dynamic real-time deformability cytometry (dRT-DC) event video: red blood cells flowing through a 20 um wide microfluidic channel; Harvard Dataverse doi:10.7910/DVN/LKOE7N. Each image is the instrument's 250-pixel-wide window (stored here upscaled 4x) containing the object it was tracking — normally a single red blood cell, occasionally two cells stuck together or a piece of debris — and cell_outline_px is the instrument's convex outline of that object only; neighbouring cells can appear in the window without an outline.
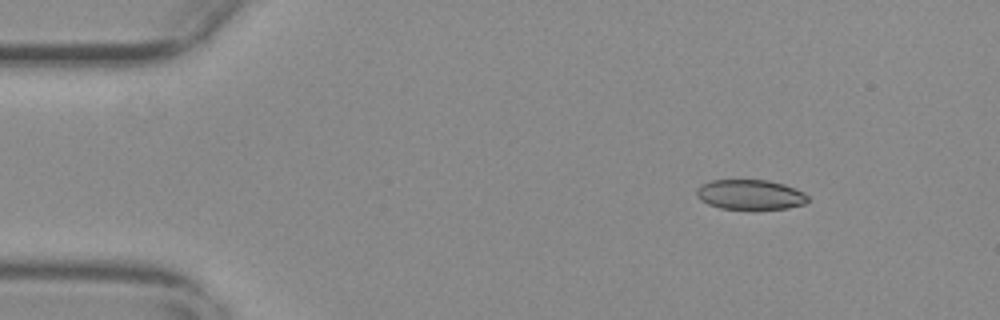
{"species": "common noctule bat (a hibernating species)", "species_latin": "Nyctalus noctula", "temperature_condition": "warm", "stored_images_in_passage": 50, "camera_frame_rate_fps": 3000, "um_per_image_px": 0.085, "animal": {"sex": "female", "body_mass_g": 29.2, "forearm_length_mm": 56.3}, "frame": {"image": 1, "passage_image": 1, "time_ms": 0.0, "image_size_px": [1000, 320], "cell_outline_px": [[808, 200], [804, 204], [788, 208], [752, 212], [720, 208], [708, 204], [700, 200], [696, 196], [696, 188], [700, 184], [712, 180], [768, 180], [784, 184], [796, 188], [804, 192], [808, 196]], "centroid_in_image_um": [63.76, 16.58], "position_along_channel_um": 21.2, "area_um2": 20.35}}
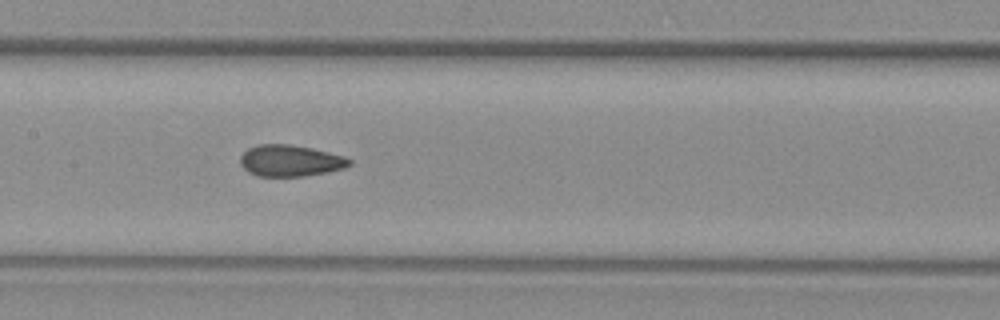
{"frame": {"image": 2, "passage_image": 21, "time_ms": 6.667, "image_size_px": [1000, 320], "cell_outline_px": [[352, 164], [344, 168], [328, 172], [304, 176], [256, 176], [248, 172], [240, 164], [240, 156], [248, 148], [260, 144], [288, 144], [312, 148], [344, 156], [352, 160]], "centroid_in_image_um": [24.67, 13.66], "position_along_channel_um": 182.7, "area_um2": 20.06}}
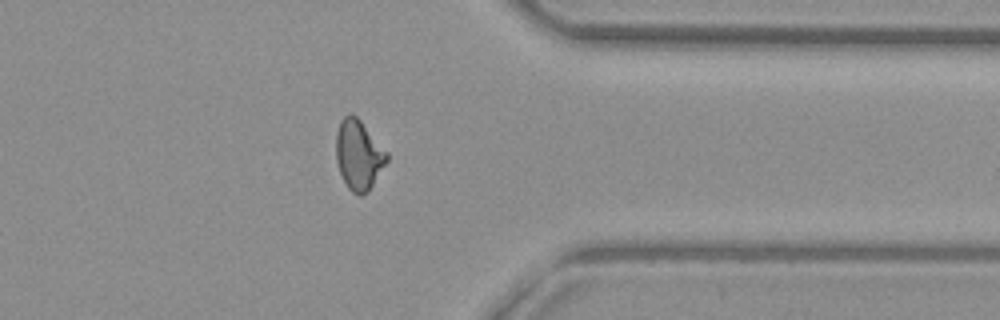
{"frame": {"image": 3, "passage_image": 38, "time_ms": 12.333, "image_size_px": [1000, 320], "cell_outline_px": [[388, 160], [368, 192], [360, 196], [352, 192], [348, 188], [340, 172], [336, 160], [336, 132], [340, 120], [348, 112], [352, 112], [360, 120], [388, 152]], "centroid_in_image_um": [30.48, 13.14], "position_along_channel_um": 380.9, "area_um2": 20.75}, "authors_computed_cell_mechanics": {"area_um2": 20.3456, "velocity_mm_per_s": 3.6842, "shape_relaxation_time_tau1_ms": null, "shape_relaxation_time_tau2_ms": 1.6324, "deformation_change_tau1": null, "deformation_change_tau2": 0.062}}